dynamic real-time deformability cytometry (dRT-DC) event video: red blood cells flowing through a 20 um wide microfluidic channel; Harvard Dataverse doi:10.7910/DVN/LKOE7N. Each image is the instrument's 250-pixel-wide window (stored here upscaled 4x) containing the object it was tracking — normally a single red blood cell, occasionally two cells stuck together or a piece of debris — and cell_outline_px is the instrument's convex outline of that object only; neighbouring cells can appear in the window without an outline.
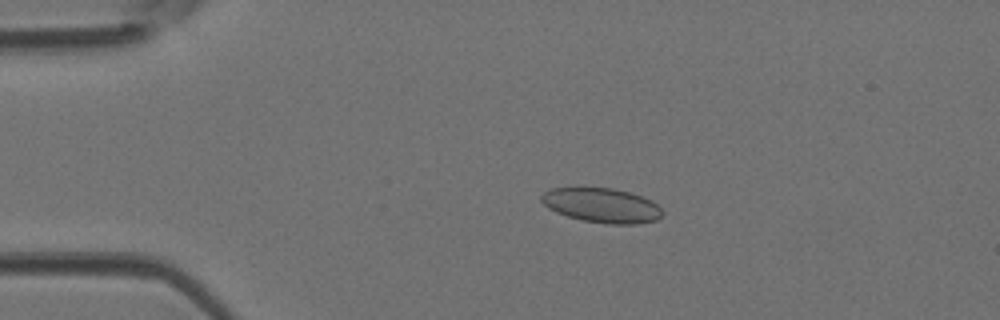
{"species": "Egyptian fruit bat (a non-hibernating species)", "species_latin": "Rousettus aegyptiacus", "temperature_condition": "room temperature", "stored_images_in_passage": 9, "camera_frame_rate_fps": 3000, "um_per_image_px": 0.085, "animal": {"sex": "female"}, "frame": {"image": 1, "passage_image": 1, "time_ms": 0.0, "image_size_px": [1000, 320], "cell_outline_px": [[664, 212], [656, 220], [640, 224], [608, 224], [584, 220], [568, 216], [556, 212], [548, 208], [540, 200], [540, 196], [544, 192], [552, 188], [612, 188], [632, 192], [652, 200]], "centroid_in_image_um": [51.17, 17.45], "position_along_channel_um": 33.8, "area_um2": 24.39}}
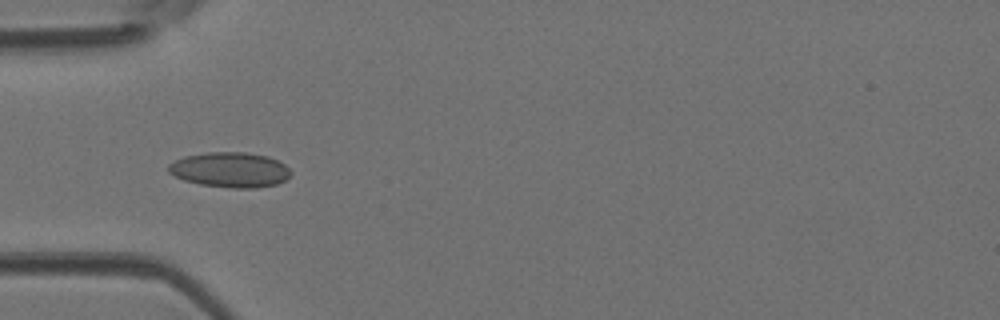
{"frame": {"image": 2, "passage_image": 6, "time_ms": 1.667, "image_size_px": [1000, 320], "cell_outline_px": [[292, 172], [284, 180], [276, 184], [252, 188], [232, 188], [200, 184], [184, 180], [168, 172], [168, 164], [184, 156], [208, 152], [244, 152], [268, 156], [284, 164]], "centroid_in_image_um": [19.54, 14.42], "position_along_channel_um": 65.5, "area_um2": 24.85}}